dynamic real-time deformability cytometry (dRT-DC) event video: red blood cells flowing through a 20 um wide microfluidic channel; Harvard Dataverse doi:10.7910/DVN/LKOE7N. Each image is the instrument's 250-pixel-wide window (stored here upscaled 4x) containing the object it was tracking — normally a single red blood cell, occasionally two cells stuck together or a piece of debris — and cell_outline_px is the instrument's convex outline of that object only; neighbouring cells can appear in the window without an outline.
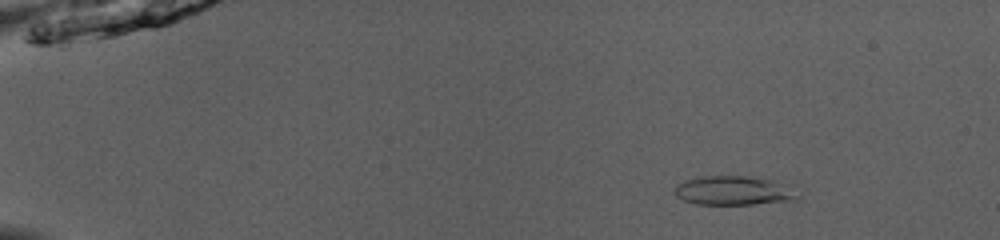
{"species": "common noctule bat (a hibernating species)", "species_latin": "Nyctalus noctula", "temperature_condition": "room temperature", "stored_images_in_passage": 52, "camera_frame_rate_fps": 3000, "um_per_image_px": 0.085, "animal": {"sex": "male", "body_mass_g": 13.0, "forearm_length_mm": 53.1}, "frame": {"image": 1, "passage_image": 8, "time_ms": 2.333, "image_size_px": [1000, 240], "cell_outline_px": [[800, 196], [796, 200], [752, 204], [696, 204], [684, 200], [676, 196], [672, 192], [672, 188], [688, 180], [700, 176], [760, 176], [772, 180]], "centroid_in_image_um": [62.28, 16.2], "position_along_channel_um": 22.7, "area_um2": 20.58}}
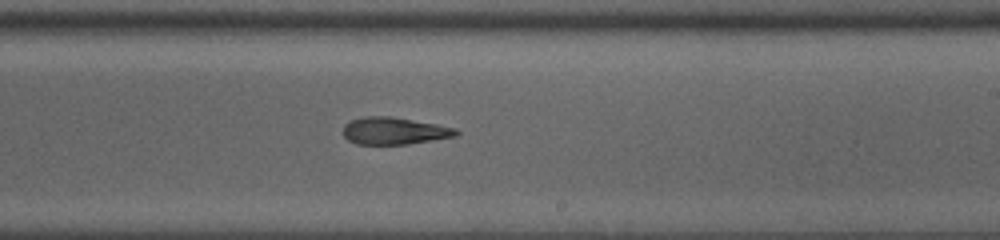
{"frame": {"image": 2, "passage_image": 33, "time_ms": 10.667, "image_size_px": [1000, 240], "cell_outline_px": [[460, 132], [456, 136], [408, 144], [356, 144], [348, 140], [344, 136], [344, 124], [352, 120], [364, 116], [392, 116], [436, 124], [456, 128]], "centroid_in_image_um": [33.51, 11.12], "position_along_channel_um": 255.5, "area_um2": 17.86}}
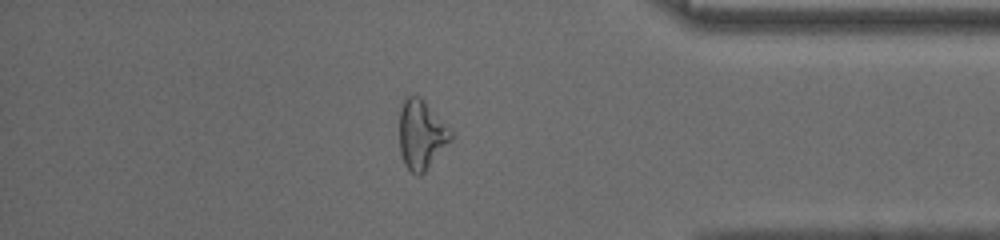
{"frame": {"image": 3, "passage_image": 45, "time_ms": 14.667, "image_size_px": [1000, 240], "cell_outline_px": [[452, 140], [424, 172], [420, 176], [412, 172], [404, 164], [400, 152], [400, 112], [404, 100], [408, 96], [416, 96], [424, 100], [452, 132]], "centroid_in_image_um": [35.81, 11.47], "position_along_channel_um": 399.4, "area_um2": 20.35}, "authors_computed_cell_mechanics": {"area_um2": 19.652, "velocity_mm_per_s": 4.0252, "shape_relaxation_time_tau1_ms": null, "shape_relaxation_time_tau2_ms": 5.4778, "deformation_change_tau1": null, "deformation_change_tau2": 0.1479}}